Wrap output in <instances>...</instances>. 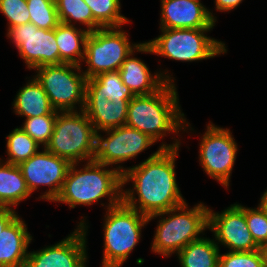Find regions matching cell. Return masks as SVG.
Segmentation results:
<instances>
[{
	"mask_svg": "<svg viewBox=\"0 0 267 267\" xmlns=\"http://www.w3.org/2000/svg\"><path fill=\"white\" fill-rule=\"evenodd\" d=\"M245 218L252 238L263 248L267 244V215L258 206L245 207Z\"/></svg>",
	"mask_w": 267,
	"mask_h": 267,
	"instance_id": "obj_31",
	"label": "cell"
},
{
	"mask_svg": "<svg viewBox=\"0 0 267 267\" xmlns=\"http://www.w3.org/2000/svg\"><path fill=\"white\" fill-rule=\"evenodd\" d=\"M161 35L146 43L153 54L181 62L201 61L227 53L224 42L209 37L212 29H160Z\"/></svg>",
	"mask_w": 267,
	"mask_h": 267,
	"instance_id": "obj_8",
	"label": "cell"
},
{
	"mask_svg": "<svg viewBox=\"0 0 267 267\" xmlns=\"http://www.w3.org/2000/svg\"><path fill=\"white\" fill-rule=\"evenodd\" d=\"M55 2L59 22L72 26L78 22L84 25L89 33L102 28L93 19L91 9L84 0H56Z\"/></svg>",
	"mask_w": 267,
	"mask_h": 267,
	"instance_id": "obj_24",
	"label": "cell"
},
{
	"mask_svg": "<svg viewBox=\"0 0 267 267\" xmlns=\"http://www.w3.org/2000/svg\"><path fill=\"white\" fill-rule=\"evenodd\" d=\"M265 256V262H266V267H267V244L262 248Z\"/></svg>",
	"mask_w": 267,
	"mask_h": 267,
	"instance_id": "obj_35",
	"label": "cell"
},
{
	"mask_svg": "<svg viewBox=\"0 0 267 267\" xmlns=\"http://www.w3.org/2000/svg\"><path fill=\"white\" fill-rule=\"evenodd\" d=\"M15 45L28 69L60 64L55 29H39L33 23L12 27L6 35Z\"/></svg>",
	"mask_w": 267,
	"mask_h": 267,
	"instance_id": "obj_13",
	"label": "cell"
},
{
	"mask_svg": "<svg viewBox=\"0 0 267 267\" xmlns=\"http://www.w3.org/2000/svg\"><path fill=\"white\" fill-rule=\"evenodd\" d=\"M96 133V154L94 161L107 166H116L123 173L126 168L120 165L134 159L141 152L157 143L148 134L127 125ZM119 164V165H117Z\"/></svg>",
	"mask_w": 267,
	"mask_h": 267,
	"instance_id": "obj_12",
	"label": "cell"
},
{
	"mask_svg": "<svg viewBox=\"0 0 267 267\" xmlns=\"http://www.w3.org/2000/svg\"><path fill=\"white\" fill-rule=\"evenodd\" d=\"M70 165L68 160L42 148V151H38L18 166L31 194L39 189V186H48V189L39 198L54 202L62 190Z\"/></svg>",
	"mask_w": 267,
	"mask_h": 267,
	"instance_id": "obj_15",
	"label": "cell"
},
{
	"mask_svg": "<svg viewBox=\"0 0 267 267\" xmlns=\"http://www.w3.org/2000/svg\"><path fill=\"white\" fill-rule=\"evenodd\" d=\"M31 196L22 171L18 165L0 159V207H17Z\"/></svg>",
	"mask_w": 267,
	"mask_h": 267,
	"instance_id": "obj_21",
	"label": "cell"
},
{
	"mask_svg": "<svg viewBox=\"0 0 267 267\" xmlns=\"http://www.w3.org/2000/svg\"><path fill=\"white\" fill-rule=\"evenodd\" d=\"M219 255L214 238L207 237L192 241L176 254L181 267H218Z\"/></svg>",
	"mask_w": 267,
	"mask_h": 267,
	"instance_id": "obj_23",
	"label": "cell"
},
{
	"mask_svg": "<svg viewBox=\"0 0 267 267\" xmlns=\"http://www.w3.org/2000/svg\"><path fill=\"white\" fill-rule=\"evenodd\" d=\"M167 144L162 141L158 150L146 160L127 167L122 173V188L132 182V189H122V202L149 217L186 202L176 181V157L181 140ZM137 195V197L135 196Z\"/></svg>",
	"mask_w": 267,
	"mask_h": 267,
	"instance_id": "obj_1",
	"label": "cell"
},
{
	"mask_svg": "<svg viewBox=\"0 0 267 267\" xmlns=\"http://www.w3.org/2000/svg\"><path fill=\"white\" fill-rule=\"evenodd\" d=\"M30 23L39 29H55L59 22L56 2L53 0H27Z\"/></svg>",
	"mask_w": 267,
	"mask_h": 267,
	"instance_id": "obj_27",
	"label": "cell"
},
{
	"mask_svg": "<svg viewBox=\"0 0 267 267\" xmlns=\"http://www.w3.org/2000/svg\"><path fill=\"white\" fill-rule=\"evenodd\" d=\"M19 89L13 103V111L16 115L26 118L57 114L49 101L46 92L34 76Z\"/></svg>",
	"mask_w": 267,
	"mask_h": 267,
	"instance_id": "obj_20",
	"label": "cell"
},
{
	"mask_svg": "<svg viewBox=\"0 0 267 267\" xmlns=\"http://www.w3.org/2000/svg\"><path fill=\"white\" fill-rule=\"evenodd\" d=\"M32 235L17 215L0 234V267H25Z\"/></svg>",
	"mask_w": 267,
	"mask_h": 267,
	"instance_id": "obj_19",
	"label": "cell"
},
{
	"mask_svg": "<svg viewBox=\"0 0 267 267\" xmlns=\"http://www.w3.org/2000/svg\"><path fill=\"white\" fill-rule=\"evenodd\" d=\"M166 215V216H165ZM159 218L151 251L162 257L177 254L186 245L204 235L209 227V208L203 202L189 208L188 203L148 217ZM161 218V219H160Z\"/></svg>",
	"mask_w": 267,
	"mask_h": 267,
	"instance_id": "obj_5",
	"label": "cell"
},
{
	"mask_svg": "<svg viewBox=\"0 0 267 267\" xmlns=\"http://www.w3.org/2000/svg\"><path fill=\"white\" fill-rule=\"evenodd\" d=\"M89 32L84 28L62 22L55 28V38L60 54V64L81 66L85 56V43Z\"/></svg>",
	"mask_w": 267,
	"mask_h": 267,
	"instance_id": "obj_22",
	"label": "cell"
},
{
	"mask_svg": "<svg viewBox=\"0 0 267 267\" xmlns=\"http://www.w3.org/2000/svg\"><path fill=\"white\" fill-rule=\"evenodd\" d=\"M218 267H266L264 252L261 248L255 251L220 253Z\"/></svg>",
	"mask_w": 267,
	"mask_h": 267,
	"instance_id": "obj_29",
	"label": "cell"
},
{
	"mask_svg": "<svg viewBox=\"0 0 267 267\" xmlns=\"http://www.w3.org/2000/svg\"><path fill=\"white\" fill-rule=\"evenodd\" d=\"M79 163L70 165L59 196L54 202L69 205V209L76 206H91L99 200L108 198V208L119 205L122 202V173L115 167L89 161L83 164V168H77Z\"/></svg>",
	"mask_w": 267,
	"mask_h": 267,
	"instance_id": "obj_3",
	"label": "cell"
},
{
	"mask_svg": "<svg viewBox=\"0 0 267 267\" xmlns=\"http://www.w3.org/2000/svg\"><path fill=\"white\" fill-rule=\"evenodd\" d=\"M136 52L153 54L146 41L142 42L130 53L118 70L123 84L129 87L135 96L149 95L158 91L166 82L174 83L175 79L167 69L154 72L153 75L141 59L134 57Z\"/></svg>",
	"mask_w": 267,
	"mask_h": 267,
	"instance_id": "obj_18",
	"label": "cell"
},
{
	"mask_svg": "<svg viewBox=\"0 0 267 267\" xmlns=\"http://www.w3.org/2000/svg\"><path fill=\"white\" fill-rule=\"evenodd\" d=\"M148 217L121 202L108 208L104 215V251L102 266L122 267L140 242Z\"/></svg>",
	"mask_w": 267,
	"mask_h": 267,
	"instance_id": "obj_6",
	"label": "cell"
},
{
	"mask_svg": "<svg viewBox=\"0 0 267 267\" xmlns=\"http://www.w3.org/2000/svg\"><path fill=\"white\" fill-rule=\"evenodd\" d=\"M81 68L82 66L62 63L35 69L37 74L34 77L46 92L55 110H84L87 78Z\"/></svg>",
	"mask_w": 267,
	"mask_h": 267,
	"instance_id": "obj_10",
	"label": "cell"
},
{
	"mask_svg": "<svg viewBox=\"0 0 267 267\" xmlns=\"http://www.w3.org/2000/svg\"><path fill=\"white\" fill-rule=\"evenodd\" d=\"M243 0H215V8L219 12H230L236 9Z\"/></svg>",
	"mask_w": 267,
	"mask_h": 267,
	"instance_id": "obj_33",
	"label": "cell"
},
{
	"mask_svg": "<svg viewBox=\"0 0 267 267\" xmlns=\"http://www.w3.org/2000/svg\"><path fill=\"white\" fill-rule=\"evenodd\" d=\"M7 159L4 162L19 165L36 154L41 147L21 127L13 129L7 137Z\"/></svg>",
	"mask_w": 267,
	"mask_h": 267,
	"instance_id": "obj_25",
	"label": "cell"
},
{
	"mask_svg": "<svg viewBox=\"0 0 267 267\" xmlns=\"http://www.w3.org/2000/svg\"><path fill=\"white\" fill-rule=\"evenodd\" d=\"M16 209L0 207V234L2 230L18 215Z\"/></svg>",
	"mask_w": 267,
	"mask_h": 267,
	"instance_id": "obj_32",
	"label": "cell"
},
{
	"mask_svg": "<svg viewBox=\"0 0 267 267\" xmlns=\"http://www.w3.org/2000/svg\"><path fill=\"white\" fill-rule=\"evenodd\" d=\"M160 29H213L217 17L197 0H161Z\"/></svg>",
	"mask_w": 267,
	"mask_h": 267,
	"instance_id": "obj_17",
	"label": "cell"
},
{
	"mask_svg": "<svg viewBox=\"0 0 267 267\" xmlns=\"http://www.w3.org/2000/svg\"><path fill=\"white\" fill-rule=\"evenodd\" d=\"M71 164L94 160L96 131L83 110L58 111L53 134L45 147Z\"/></svg>",
	"mask_w": 267,
	"mask_h": 267,
	"instance_id": "obj_7",
	"label": "cell"
},
{
	"mask_svg": "<svg viewBox=\"0 0 267 267\" xmlns=\"http://www.w3.org/2000/svg\"><path fill=\"white\" fill-rule=\"evenodd\" d=\"M91 9L93 19L102 27H122L131 22L121 14L120 0H84Z\"/></svg>",
	"mask_w": 267,
	"mask_h": 267,
	"instance_id": "obj_26",
	"label": "cell"
},
{
	"mask_svg": "<svg viewBox=\"0 0 267 267\" xmlns=\"http://www.w3.org/2000/svg\"><path fill=\"white\" fill-rule=\"evenodd\" d=\"M209 207V227L216 244L228 251H255L261 249L252 238L245 218V207L239 203L231 204L221 212H213ZM220 244V245H219Z\"/></svg>",
	"mask_w": 267,
	"mask_h": 267,
	"instance_id": "obj_16",
	"label": "cell"
},
{
	"mask_svg": "<svg viewBox=\"0 0 267 267\" xmlns=\"http://www.w3.org/2000/svg\"><path fill=\"white\" fill-rule=\"evenodd\" d=\"M83 218V219H82ZM81 217L65 239L37 251H29L25 267H86L88 223Z\"/></svg>",
	"mask_w": 267,
	"mask_h": 267,
	"instance_id": "obj_14",
	"label": "cell"
},
{
	"mask_svg": "<svg viewBox=\"0 0 267 267\" xmlns=\"http://www.w3.org/2000/svg\"><path fill=\"white\" fill-rule=\"evenodd\" d=\"M186 120L176 83L166 82L158 91L135 96L129 101L126 125L148 134L157 142L168 134L179 138L180 131H193Z\"/></svg>",
	"mask_w": 267,
	"mask_h": 267,
	"instance_id": "obj_2",
	"label": "cell"
},
{
	"mask_svg": "<svg viewBox=\"0 0 267 267\" xmlns=\"http://www.w3.org/2000/svg\"><path fill=\"white\" fill-rule=\"evenodd\" d=\"M258 207L267 215V190L262 194Z\"/></svg>",
	"mask_w": 267,
	"mask_h": 267,
	"instance_id": "obj_34",
	"label": "cell"
},
{
	"mask_svg": "<svg viewBox=\"0 0 267 267\" xmlns=\"http://www.w3.org/2000/svg\"><path fill=\"white\" fill-rule=\"evenodd\" d=\"M0 12L7 19V32L14 26L30 23L27 0H0Z\"/></svg>",
	"mask_w": 267,
	"mask_h": 267,
	"instance_id": "obj_30",
	"label": "cell"
},
{
	"mask_svg": "<svg viewBox=\"0 0 267 267\" xmlns=\"http://www.w3.org/2000/svg\"><path fill=\"white\" fill-rule=\"evenodd\" d=\"M206 125L199 143V164L209 177L228 190L238 145L227 127H219L211 121Z\"/></svg>",
	"mask_w": 267,
	"mask_h": 267,
	"instance_id": "obj_11",
	"label": "cell"
},
{
	"mask_svg": "<svg viewBox=\"0 0 267 267\" xmlns=\"http://www.w3.org/2000/svg\"><path fill=\"white\" fill-rule=\"evenodd\" d=\"M130 35L122 27L100 28L90 32L86 38L82 70L87 79L101 73L118 71L122 63L140 43H131Z\"/></svg>",
	"mask_w": 267,
	"mask_h": 267,
	"instance_id": "obj_9",
	"label": "cell"
},
{
	"mask_svg": "<svg viewBox=\"0 0 267 267\" xmlns=\"http://www.w3.org/2000/svg\"><path fill=\"white\" fill-rule=\"evenodd\" d=\"M57 114L26 118L21 128L39 145L45 148L51 139Z\"/></svg>",
	"mask_w": 267,
	"mask_h": 267,
	"instance_id": "obj_28",
	"label": "cell"
},
{
	"mask_svg": "<svg viewBox=\"0 0 267 267\" xmlns=\"http://www.w3.org/2000/svg\"><path fill=\"white\" fill-rule=\"evenodd\" d=\"M135 95L123 84L119 71L87 79L84 112L96 133L126 125L129 101Z\"/></svg>",
	"mask_w": 267,
	"mask_h": 267,
	"instance_id": "obj_4",
	"label": "cell"
}]
</instances>
